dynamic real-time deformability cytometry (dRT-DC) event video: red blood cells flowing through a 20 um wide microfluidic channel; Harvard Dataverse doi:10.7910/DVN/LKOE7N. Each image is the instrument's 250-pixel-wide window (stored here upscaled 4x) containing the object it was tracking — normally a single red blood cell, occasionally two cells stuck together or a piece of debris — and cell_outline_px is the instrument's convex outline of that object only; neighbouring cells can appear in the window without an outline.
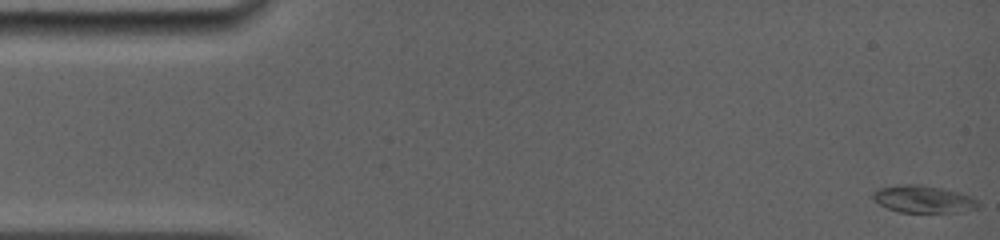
{"species": "common noctule bat (a hibernating species)", "species_latin": "Nyctalus noctula", "temperature_condition": "room temperature", "stored_images_in_passage": 26, "camera_frame_rate_fps": 5000, "um_per_image_px": 0.085, "animal": {"sex": "female", "body_mass_g": 19.0, "forearm_length_mm": 56.7}, "frame": {"image": 1, "passage_image": 1, "time_ms": 0.0, "image_size_px": [1000, 240], "cell_outline_px": [[980, 208], [960, 212], [900, 212], [888, 208], [880, 204], [872, 196], [872, 192], [880, 188], [904, 184], [920, 184], [960, 192], [976, 200], [980, 204]], "centroid_in_image_um": [78.52, 16.93], "position_along_channel_um": 6.5, "area_um2": 16.59}}
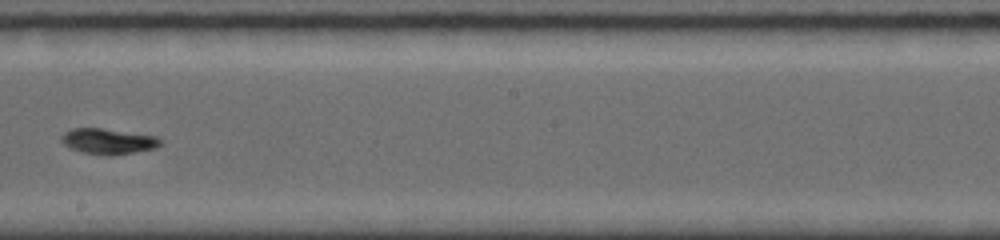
{"frame": {"image": 2, "passage_image": 15, "time_ms": 9.2, "image_size_px": [1000, 240], "cell_outline_px": [[160, 144], [152, 148], [132, 152], [80, 152], [68, 148], [60, 140], [60, 136], [64, 132], [72, 128], [100, 128], [156, 136], [160, 140]], "centroid_in_image_um": [9.09, 11.95], "position_along_channel_um": 239.1, "area_um2": 13.87}}
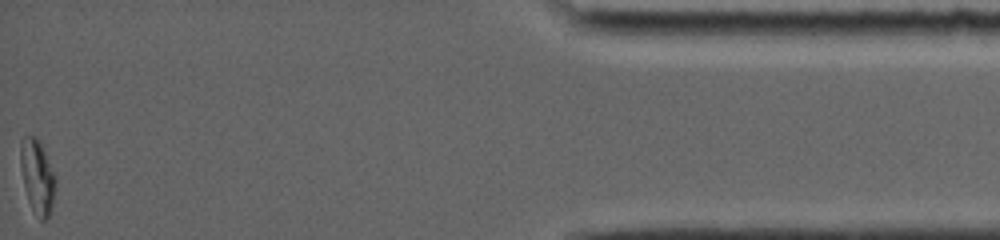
{"frame": {"image": 3, "passage_image": 26, "time_ms": 16.0, "image_size_px": [1000, 240], "cell_outline_px": [[56, 184], [52, 204], [48, 216], [44, 220], [40, 220], [32, 208], [28, 200], [20, 168], [20, 140], [24, 136], [36, 136], [56, 176]], "centroid_in_image_um": [3.16, 14.99], "position_along_channel_um": 432.0, "area_um2": 14.91}, "authors_computed_cell_mechanics": {"area_um2": 14.7679, "velocity_mm_per_s": 3.9074, "shape_relaxation_time_tau1_ms": 6.456, "shape_relaxation_time_tau2_ms": 2.5444, "deformation_change_tau1": 0.2323, "deformation_change_tau2": 0.0595}}